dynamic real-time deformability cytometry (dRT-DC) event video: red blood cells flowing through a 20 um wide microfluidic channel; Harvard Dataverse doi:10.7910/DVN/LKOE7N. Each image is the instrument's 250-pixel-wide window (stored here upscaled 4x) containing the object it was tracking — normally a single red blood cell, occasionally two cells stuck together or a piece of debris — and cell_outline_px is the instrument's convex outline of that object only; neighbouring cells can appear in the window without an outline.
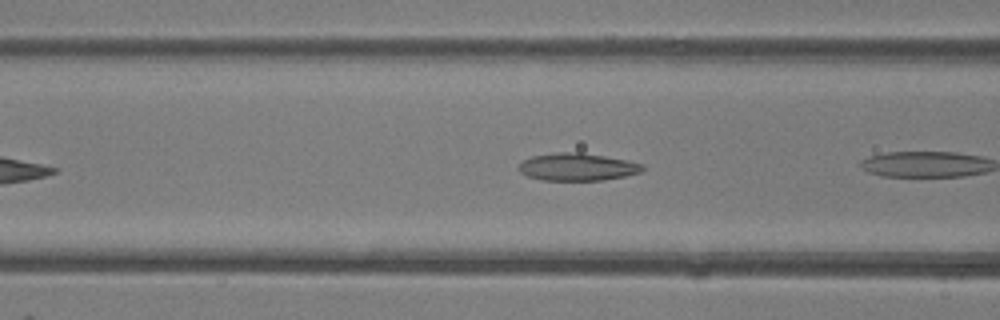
{"species": "common noctule bat (a hibernating species)", "species_latin": "Nyctalus noctula", "temperature_condition": "room temperature", "stored_images_in_passage": 5, "camera_frame_rate_fps": 3000, "um_per_image_px": 0.085, "animal": {"sex": "female"}, "frame": {"image": 1, "passage_image": 4, "time_ms": 1.0, "image_size_px": [1000, 320], "cell_outline_px": [[644, 168], [640, 172], [624, 176], [604, 180], [540, 180], [528, 176], [520, 172], [516, 168], [524, 160], [532, 156], [556, 152], [580, 152], [628, 160], [644, 164]], "centroid_in_image_um": [49.06, 14.18], "position_along_channel_um": 117.5, "area_um2": 19.88}}